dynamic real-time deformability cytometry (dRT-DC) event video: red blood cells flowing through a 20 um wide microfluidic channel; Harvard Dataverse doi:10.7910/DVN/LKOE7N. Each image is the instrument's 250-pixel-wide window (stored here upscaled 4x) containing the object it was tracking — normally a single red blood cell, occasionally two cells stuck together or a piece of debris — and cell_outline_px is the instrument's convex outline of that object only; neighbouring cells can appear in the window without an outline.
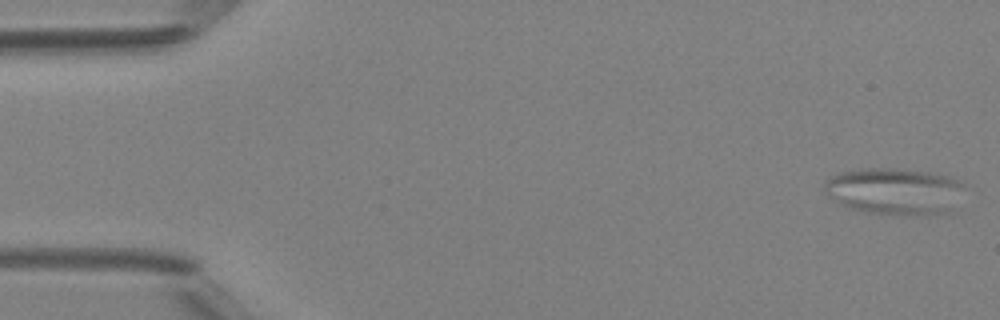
{"species": "Egyptian fruit bat (a non-hibernating species)", "species_latin": "Rousettus aegyptiacus", "temperature_condition": "room temperature", "stored_images_in_passage": 50, "camera_frame_rate_fps": 3000, "um_per_image_px": 0.085, "animal": {"sex": "female"}, "frame": {"image": 1, "passage_image": 1, "time_ms": 0.0, "image_size_px": [1000, 320], "cell_outline_px": [[964, 184], [948, 208], [944, 212], [924, 216], [908, 216], [868, 212], [852, 208], [828, 196], [824, 188], [824, 180], [840, 172], [868, 168], [892, 168], [924, 172], [944, 176], [956, 180]], "centroid_in_image_um": [75.93, 16.25], "position_along_channel_um": 9.1, "area_um2": 37.05}}
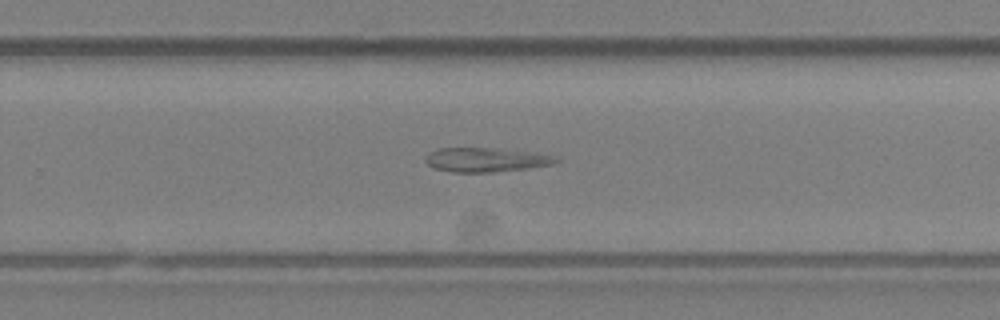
{"frame": {"image": 2, "passage_image": 32, "time_ms": 10.333, "image_size_px": [1000, 320], "cell_outline_px": [[560, 160], [552, 164], [528, 168], [492, 172], [452, 172], [436, 168], [428, 164], [424, 160], [424, 156], [428, 152], [440, 148], [496, 148], [552, 156]], "centroid_in_image_um": [41.2, 13.58], "position_along_channel_um": 288.6, "area_um2": 18.03}}
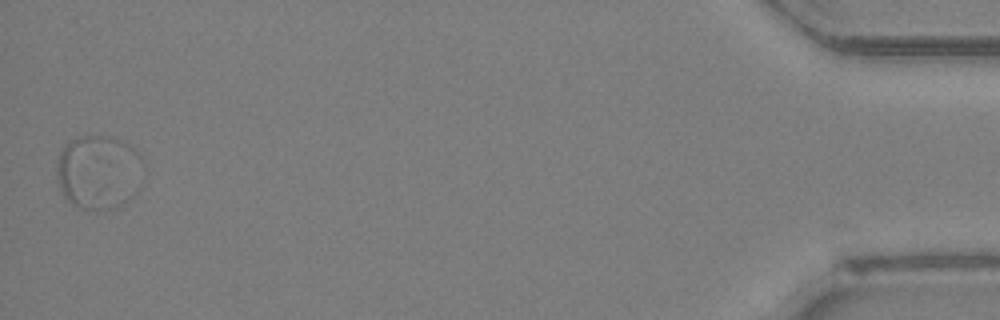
{"frame": {"image": 3, "passage_image": 49, "time_ms": 16.0, "image_size_px": [1000, 320], "cell_outline_px": [[144, 176], [96, 212], [72, 204], [64, 196], [60, 188], [56, 172], [56, 168], [60, 152], [72, 140], [84, 136], [108, 136], [120, 140], [128, 144], [144, 160]], "centroid_in_image_um": [8.27, 14.5], "position_along_channel_um": 426.9, "area_um2": 35.08}}